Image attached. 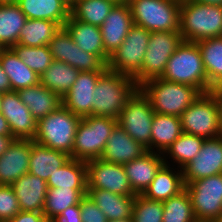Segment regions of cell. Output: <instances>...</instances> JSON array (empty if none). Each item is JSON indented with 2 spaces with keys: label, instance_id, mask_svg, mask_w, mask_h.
<instances>
[{
  "label": "cell",
  "instance_id": "1",
  "mask_svg": "<svg viewBox=\"0 0 222 222\" xmlns=\"http://www.w3.org/2000/svg\"><path fill=\"white\" fill-rule=\"evenodd\" d=\"M138 89L132 77L106 69L93 91L92 115L117 119Z\"/></svg>",
  "mask_w": 222,
  "mask_h": 222
},
{
  "label": "cell",
  "instance_id": "2",
  "mask_svg": "<svg viewBox=\"0 0 222 222\" xmlns=\"http://www.w3.org/2000/svg\"><path fill=\"white\" fill-rule=\"evenodd\" d=\"M139 89L149 99L155 113L178 117L202 95L196 87L161 77L145 81Z\"/></svg>",
  "mask_w": 222,
  "mask_h": 222
},
{
  "label": "cell",
  "instance_id": "3",
  "mask_svg": "<svg viewBox=\"0 0 222 222\" xmlns=\"http://www.w3.org/2000/svg\"><path fill=\"white\" fill-rule=\"evenodd\" d=\"M180 34L183 41L194 43L222 36V6L181 1Z\"/></svg>",
  "mask_w": 222,
  "mask_h": 222
},
{
  "label": "cell",
  "instance_id": "4",
  "mask_svg": "<svg viewBox=\"0 0 222 222\" xmlns=\"http://www.w3.org/2000/svg\"><path fill=\"white\" fill-rule=\"evenodd\" d=\"M161 78L211 92L199 47L194 42L182 41L169 58Z\"/></svg>",
  "mask_w": 222,
  "mask_h": 222
},
{
  "label": "cell",
  "instance_id": "5",
  "mask_svg": "<svg viewBox=\"0 0 222 222\" xmlns=\"http://www.w3.org/2000/svg\"><path fill=\"white\" fill-rule=\"evenodd\" d=\"M133 24L149 32H180L179 0H127Z\"/></svg>",
  "mask_w": 222,
  "mask_h": 222
},
{
  "label": "cell",
  "instance_id": "6",
  "mask_svg": "<svg viewBox=\"0 0 222 222\" xmlns=\"http://www.w3.org/2000/svg\"><path fill=\"white\" fill-rule=\"evenodd\" d=\"M81 117L63 105L37 121L34 141L68 154L72 158L74 138Z\"/></svg>",
  "mask_w": 222,
  "mask_h": 222
},
{
  "label": "cell",
  "instance_id": "7",
  "mask_svg": "<svg viewBox=\"0 0 222 222\" xmlns=\"http://www.w3.org/2000/svg\"><path fill=\"white\" fill-rule=\"evenodd\" d=\"M117 119L89 115L81 118L74 138L72 159L90 161L100 159Z\"/></svg>",
  "mask_w": 222,
  "mask_h": 222
},
{
  "label": "cell",
  "instance_id": "8",
  "mask_svg": "<svg viewBox=\"0 0 222 222\" xmlns=\"http://www.w3.org/2000/svg\"><path fill=\"white\" fill-rule=\"evenodd\" d=\"M180 120L184 133L193 134L204 139H212L222 135L219 125L217 98L213 91L202 93L181 114Z\"/></svg>",
  "mask_w": 222,
  "mask_h": 222
},
{
  "label": "cell",
  "instance_id": "9",
  "mask_svg": "<svg viewBox=\"0 0 222 222\" xmlns=\"http://www.w3.org/2000/svg\"><path fill=\"white\" fill-rule=\"evenodd\" d=\"M151 32L133 24L124 42L110 55L107 69L133 79L141 72Z\"/></svg>",
  "mask_w": 222,
  "mask_h": 222
},
{
  "label": "cell",
  "instance_id": "10",
  "mask_svg": "<svg viewBox=\"0 0 222 222\" xmlns=\"http://www.w3.org/2000/svg\"><path fill=\"white\" fill-rule=\"evenodd\" d=\"M149 99L138 89L120 112L117 123L135 141L151 151V128L154 118Z\"/></svg>",
  "mask_w": 222,
  "mask_h": 222
},
{
  "label": "cell",
  "instance_id": "11",
  "mask_svg": "<svg viewBox=\"0 0 222 222\" xmlns=\"http://www.w3.org/2000/svg\"><path fill=\"white\" fill-rule=\"evenodd\" d=\"M182 41L180 32H151L141 72L134 78L137 85L140 86L147 80L161 77L169 58Z\"/></svg>",
  "mask_w": 222,
  "mask_h": 222
},
{
  "label": "cell",
  "instance_id": "12",
  "mask_svg": "<svg viewBox=\"0 0 222 222\" xmlns=\"http://www.w3.org/2000/svg\"><path fill=\"white\" fill-rule=\"evenodd\" d=\"M197 222H215L222 213V173L185 185Z\"/></svg>",
  "mask_w": 222,
  "mask_h": 222
},
{
  "label": "cell",
  "instance_id": "13",
  "mask_svg": "<svg viewBox=\"0 0 222 222\" xmlns=\"http://www.w3.org/2000/svg\"><path fill=\"white\" fill-rule=\"evenodd\" d=\"M48 48L54 60L63 61L79 72L107 69V65L97 55L80 49L65 27L55 33Z\"/></svg>",
  "mask_w": 222,
  "mask_h": 222
},
{
  "label": "cell",
  "instance_id": "14",
  "mask_svg": "<svg viewBox=\"0 0 222 222\" xmlns=\"http://www.w3.org/2000/svg\"><path fill=\"white\" fill-rule=\"evenodd\" d=\"M87 189H103L123 196H136L123 165L101 159L86 162Z\"/></svg>",
  "mask_w": 222,
  "mask_h": 222
},
{
  "label": "cell",
  "instance_id": "15",
  "mask_svg": "<svg viewBox=\"0 0 222 222\" xmlns=\"http://www.w3.org/2000/svg\"><path fill=\"white\" fill-rule=\"evenodd\" d=\"M222 173V135L205 139L199 153L182 168L185 185Z\"/></svg>",
  "mask_w": 222,
  "mask_h": 222
},
{
  "label": "cell",
  "instance_id": "16",
  "mask_svg": "<svg viewBox=\"0 0 222 222\" xmlns=\"http://www.w3.org/2000/svg\"><path fill=\"white\" fill-rule=\"evenodd\" d=\"M2 115L8 122L11 135L15 139L33 140L37 130V120L24 105L16 91L3 93Z\"/></svg>",
  "mask_w": 222,
  "mask_h": 222
},
{
  "label": "cell",
  "instance_id": "17",
  "mask_svg": "<svg viewBox=\"0 0 222 222\" xmlns=\"http://www.w3.org/2000/svg\"><path fill=\"white\" fill-rule=\"evenodd\" d=\"M105 70L79 72L71 89L62 98L63 106L81 118L92 115L93 91Z\"/></svg>",
  "mask_w": 222,
  "mask_h": 222
},
{
  "label": "cell",
  "instance_id": "18",
  "mask_svg": "<svg viewBox=\"0 0 222 222\" xmlns=\"http://www.w3.org/2000/svg\"><path fill=\"white\" fill-rule=\"evenodd\" d=\"M133 25L126 1L116 3L100 26L105 52L110 56L124 42Z\"/></svg>",
  "mask_w": 222,
  "mask_h": 222
},
{
  "label": "cell",
  "instance_id": "19",
  "mask_svg": "<svg viewBox=\"0 0 222 222\" xmlns=\"http://www.w3.org/2000/svg\"><path fill=\"white\" fill-rule=\"evenodd\" d=\"M31 149V140H13L0 156V184L11 185L22 175L29 173Z\"/></svg>",
  "mask_w": 222,
  "mask_h": 222
},
{
  "label": "cell",
  "instance_id": "20",
  "mask_svg": "<svg viewBox=\"0 0 222 222\" xmlns=\"http://www.w3.org/2000/svg\"><path fill=\"white\" fill-rule=\"evenodd\" d=\"M146 152L147 149L131 138L117 123L111 132L100 159L108 163L124 165L136 158H140Z\"/></svg>",
  "mask_w": 222,
  "mask_h": 222
},
{
  "label": "cell",
  "instance_id": "21",
  "mask_svg": "<svg viewBox=\"0 0 222 222\" xmlns=\"http://www.w3.org/2000/svg\"><path fill=\"white\" fill-rule=\"evenodd\" d=\"M164 164L162 153L147 151L140 158L124 164L130 186L136 194H142L155 178L157 171Z\"/></svg>",
  "mask_w": 222,
  "mask_h": 222
},
{
  "label": "cell",
  "instance_id": "22",
  "mask_svg": "<svg viewBox=\"0 0 222 222\" xmlns=\"http://www.w3.org/2000/svg\"><path fill=\"white\" fill-rule=\"evenodd\" d=\"M11 186L14 189L21 211L42 212L47 195V182L30 173L22 175Z\"/></svg>",
  "mask_w": 222,
  "mask_h": 222
},
{
  "label": "cell",
  "instance_id": "23",
  "mask_svg": "<svg viewBox=\"0 0 222 222\" xmlns=\"http://www.w3.org/2000/svg\"><path fill=\"white\" fill-rule=\"evenodd\" d=\"M170 166L172 165L164 163L160 167L151 184L141 194L142 196L150 200L164 201L185 189L182 169L178 167L176 169V165H173V168Z\"/></svg>",
  "mask_w": 222,
  "mask_h": 222
},
{
  "label": "cell",
  "instance_id": "24",
  "mask_svg": "<svg viewBox=\"0 0 222 222\" xmlns=\"http://www.w3.org/2000/svg\"><path fill=\"white\" fill-rule=\"evenodd\" d=\"M64 27L80 49L97 55L107 65L110 56L105 52L100 27L76 20L71 15Z\"/></svg>",
  "mask_w": 222,
  "mask_h": 222
},
{
  "label": "cell",
  "instance_id": "25",
  "mask_svg": "<svg viewBox=\"0 0 222 222\" xmlns=\"http://www.w3.org/2000/svg\"><path fill=\"white\" fill-rule=\"evenodd\" d=\"M17 93L22 103L26 105L37 121L58 110L63 105L62 97L55 92H51L40 82L31 87L19 89Z\"/></svg>",
  "mask_w": 222,
  "mask_h": 222
},
{
  "label": "cell",
  "instance_id": "26",
  "mask_svg": "<svg viewBox=\"0 0 222 222\" xmlns=\"http://www.w3.org/2000/svg\"><path fill=\"white\" fill-rule=\"evenodd\" d=\"M31 147L29 173L46 182L50 176L71 159L68 154L50 149L34 140H31Z\"/></svg>",
  "mask_w": 222,
  "mask_h": 222
},
{
  "label": "cell",
  "instance_id": "27",
  "mask_svg": "<svg viewBox=\"0 0 222 222\" xmlns=\"http://www.w3.org/2000/svg\"><path fill=\"white\" fill-rule=\"evenodd\" d=\"M17 4L27 19L50 20L61 27L70 16L66 0H18Z\"/></svg>",
  "mask_w": 222,
  "mask_h": 222
},
{
  "label": "cell",
  "instance_id": "28",
  "mask_svg": "<svg viewBox=\"0 0 222 222\" xmlns=\"http://www.w3.org/2000/svg\"><path fill=\"white\" fill-rule=\"evenodd\" d=\"M0 64L7 73L11 91L28 88L40 82V75L30 69L11 48H4L0 54Z\"/></svg>",
  "mask_w": 222,
  "mask_h": 222
},
{
  "label": "cell",
  "instance_id": "29",
  "mask_svg": "<svg viewBox=\"0 0 222 222\" xmlns=\"http://www.w3.org/2000/svg\"><path fill=\"white\" fill-rule=\"evenodd\" d=\"M87 194L107 220L131 217L135 196H123L103 189H87Z\"/></svg>",
  "mask_w": 222,
  "mask_h": 222
},
{
  "label": "cell",
  "instance_id": "30",
  "mask_svg": "<svg viewBox=\"0 0 222 222\" xmlns=\"http://www.w3.org/2000/svg\"><path fill=\"white\" fill-rule=\"evenodd\" d=\"M182 133L180 117L155 113L151 128V151L163 154Z\"/></svg>",
  "mask_w": 222,
  "mask_h": 222
},
{
  "label": "cell",
  "instance_id": "31",
  "mask_svg": "<svg viewBox=\"0 0 222 222\" xmlns=\"http://www.w3.org/2000/svg\"><path fill=\"white\" fill-rule=\"evenodd\" d=\"M47 187L87 190L86 162L71 158L48 178Z\"/></svg>",
  "mask_w": 222,
  "mask_h": 222
},
{
  "label": "cell",
  "instance_id": "32",
  "mask_svg": "<svg viewBox=\"0 0 222 222\" xmlns=\"http://www.w3.org/2000/svg\"><path fill=\"white\" fill-rule=\"evenodd\" d=\"M27 17L17 3L0 4V45L11 48L18 43Z\"/></svg>",
  "mask_w": 222,
  "mask_h": 222
},
{
  "label": "cell",
  "instance_id": "33",
  "mask_svg": "<svg viewBox=\"0 0 222 222\" xmlns=\"http://www.w3.org/2000/svg\"><path fill=\"white\" fill-rule=\"evenodd\" d=\"M208 78V85L214 89L222 83V36L196 42Z\"/></svg>",
  "mask_w": 222,
  "mask_h": 222
},
{
  "label": "cell",
  "instance_id": "34",
  "mask_svg": "<svg viewBox=\"0 0 222 222\" xmlns=\"http://www.w3.org/2000/svg\"><path fill=\"white\" fill-rule=\"evenodd\" d=\"M79 71L63 61L54 60L40 75V83L62 98L78 78Z\"/></svg>",
  "mask_w": 222,
  "mask_h": 222
},
{
  "label": "cell",
  "instance_id": "35",
  "mask_svg": "<svg viewBox=\"0 0 222 222\" xmlns=\"http://www.w3.org/2000/svg\"><path fill=\"white\" fill-rule=\"evenodd\" d=\"M204 140L202 137L183 132L163 153L164 163L170 165L167 159L171 158V162L182 169L199 153Z\"/></svg>",
  "mask_w": 222,
  "mask_h": 222
},
{
  "label": "cell",
  "instance_id": "36",
  "mask_svg": "<svg viewBox=\"0 0 222 222\" xmlns=\"http://www.w3.org/2000/svg\"><path fill=\"white\" fill-rule=\"evenodd\" d=\"M60 28L58 23L50 20L27 19L17 44L31 47L48 45Z\"/></svg>",
  "mask_w": 222,
  "mask_h": 222
},
{
  "label": "cell",
  "instance_id": "37",
  "mask_svg": "<svg viewBox=\"0 0 222 222\" xmlns=\"http://www.w3.org/2000/svg\"><path fill=\"white\" fill-rule=\"evenodd\" d=\"M115 4L111 0H79L70 7V15L76 20L100 27Z\"/></svg>",
  "mask_w": 222,
  "mask_h": 222
},
{
  "label": "cell",
  "instance_id": "38",
  "mask_svg": "<svg viewBox=\"0 0 222 222\" xmlns=\"http://www.w3.org/2000/svg\"><path fill=\"white\" fill-rule=\"evenodd\" d=\"M86 194L87 190L65 188L48 189L44 202L43 214L51 221L66 208L79 204L81 198Z\"/></svg>",
  "mask_w": 222,
  "mask_h": 222
},
{
  "label": "cell",
  "instance_id": "39",
  "mask_svg": "<svg viewBox=\"0 0 222 222\" xmlns=\"http://www.w3.org/2000/svg\"><path fill=\"white\" fill-rule=\"evenodd\" d=\"M162 203L164 209L162 222H197L186 188Z\"/></svg>",
  "mask_w": 222,
  "mask_h": 222
},
{
  "label": "cell",
  "instance_id": "40",
  "mask_svg": "<svg viewBox=\"0 0 222 222\" xmlns=\"http://www.w3.org/2000/svg\"><path fill=\"white\" fill-rule=\"evenodd\" d=\"M16 55L38 75L46 71L54 61L48 45L38 47L16 44L11 47Z\"/></svg>",
  "mask_w": 222,
  "mask_h": 222
},
{
  "label": "cell",
  "instance_id": "41",
  "mask_svg": "<svg viewBox=\"0 0 222 222\" xmlns=\"http://www.w3.org/2000/svg\"><path fill=\"white\" fill-rule=\"evenodd\" d=\"M162 201L150 200L137 194L132 208V222H162Z\"/></svg>",
  "mask_w": 222,
  "mask_h": 222
},
{
  "label": "cell",
  "instance_id": "42",
  "mask_svg": "<svg viewBox=\"0 0 222 222\" xmlns=\"http://www.w3.org/2000/svg\"><path fill=\"white\" fill-rule=\"evenodd\" d=\"M19 211V202L11 185L0 184V222H8Z\"/></svg>",
  "mask_w": 222,
  "mask_h": 222
},
{
  "label": "cell",
  "instance_id": "43",
  "mask_svg": "<svg viewBox=\"0 0 222 222\" xmlns=\"http://www.w3.org/2000/svg\"><path fill=\"white\" fill-rule=\"evenodd\" d=\"M82 222H107L104 213L97 207L88 194L84 195L79 203Z\"/></svg>",
  "mask_w": 222,
  "mask_h": 222
},
{
  "label": "cell",
  "instance_id": "44",
  "mask_svg": "<svg viewBox=\"0 0 222 222\" xmlns=\"http://www.w3.org/2000/svg\"><path fill=\"white\" fill-rule=\"evenodd\" d=\"M50 222H82L79 204L66 208Z\"/></svg>",
  "mask_w": 222,
  "mask_h": 222
},
{
  "label": "cell",
  "instance_id": "45",
  "mask_svg": "<svg viewBox=\"0 0 222 222\" xmlns=\"http://www.w3.org/2000/svg\"><path fill=\"white\" fill-rule=\"evenodd\" d=\"M8 222H50L42 212L19 211Z\"/></svg>",
  "mask_w": 222,
  "mask_h": 222
},
{
  "label": "cell",
  "instance_id": "46",
  "mask_svg": "<svg viewBox=\"0 0 222 222\" xmlns=\"http://www.w3.org/2000/svg\"><path fill=\"white\" fill-rule=\"evenodd\" d=\"M0 92L2 93L11 92V85L9 82V78L7 76V73L2 69L1 64H0Z\"/></svg>",
  "mask_w": 222,
  "mask_h": 222
},
{
  "label": "cell",
  "instance_id": "47",
  "mask_svg": "<svg viewBox=\"0 0 222 222\" xmlns=\"http://www.w3.org/2000/svg\"><path fill=\"white\" fill-rule=\"evenodd\" d=\"M216 94L219 112V125L222 132V89L214 88L212 90Z\"/></svg>",
  "mask_w": 222,
  "mask_h": 222
},
{
  "label": "cell",
  "instance_id": "48",
  "mask_svg": "<svg viewBox=\"0 0 222 222\" xmlns=\"http://www.w3.org/2000/svg\"><path fill=\"white\" fill-rule=\"evenodd\" d=\"M14 139L13 136L0 135V156L9 148Z\"/></svg>",
  "mask_w": 222,
  "mask_h": 222
},
{
  "label": "cell",
  "instance_id": "49",
  "mask_svg": "<svg viewBox=\"0 0 222 222\" xmlns=\"http://www.w3.org/2000/svg\"><path fill=\"white\" fill-rule=\"evenodd\" d=\"M0 135L12 136L7 120L0 112Z\"/></svg>",
  "mask_w": 222,
  "mask_h": 222
},
{
  "label": "cell",
  "instance_id": "50",
  "mask_svg": "<svg viewBox=\"0 0 222 222\" xmlns=\"http://www.w3.org/2000/svg\"><path fill=\"white\" fill-rule=\"evenodd\" d=\"M202 4H209V5H221L222 6V0H194Z\"/></svg>",
  "mask_w": 222,
  "mask_h": 222
},
{
  "label": "cell",
  "instance_id": "51",
  "mask_svg": "<svg viewBox=\"0 0 222 222\" xmlns=\"http://www.w3.org/2000/svg\"><path fill=\"white\" fill-rule=\"evenodd\" d=\"M107 222H132V218H124L119 220H108Z\"/></svg>",
  "mask_w": 222,
  "mask_h": 222
},
{
  "label": "cell",
  "instance_id": "52",
  "mask_svg": "<svg viewBox=\"0 0 222 222\" xmlns=\"http://www.w3.org/2000/svg\"><path fill=\"white\" fill-rule=\"evenodd\" d=\"M18 0H0V4L17 3Z\"/></svg>",
  "mask_w": 222,
  "mask_h": 222
},
{
  "label": "cell",
  "instance_id": "53",
  "mask_svg": "<svg viewBox=\"0 0 222 222\" xmlns=\"http://www.w3.org/2000/svg\"><path fill=\"white\" fill-rule=\"evenodd\" d=\"M67 1V5L69 6V7H71L73 4H75L77 1H79V0H66Z\"/></svg>",
  "mask_w": 222,
  "mask_h": 222
},
{
  "label": "cell",
  "instance_id": "54",
  "mask_svg": "<svg viewBox=\"0 0 222 222\" xmlns=\"http://www.w3.org/2000/svg\"><path fill=\"white\" fill-rule=\"evenodd\" d=\"M2 96H3V93L0 92V111H1V107H2Z\"/></svg>",
  "mask_w": 222,
  "mask_h": 222
},
{
  "label": "cell",
  "instance_id": "55",
  "mask_svg": "<svg viewBox=\"0 0 222 222\" xmlns=\"http://www.w3.org/2000/svg\"><path fill=\"white\" fill-rule=\"evenodd\" d=\"M215 222H222V213H221V215L219 216V218Z\"/></svg>",
  "mask_w": 222,
  "mask_h": 222
},
{
  "label": "cell",
  "instance_id": "56",
  "mask_svg": "<svg viewBox=\"0 0 222 222\" xmlns=\"http://www.w3.org/2000/svg\"><path fill=\"white\" fill-rule=\"evenodd\" d=\"M111 1H115L116 3L123 2V0H111Z\"/></svg>",
  "mask_w": 222,
  "mask_h": 222
},
{
  "label": "cell",
  "instance_id": "57",
  "mask_svg": "<svg viewBox=\"0 0 222 222\" xmlns=\"http://www.w3.org/2000/svg\"><path fill=\"white\" fill-rule=\"evenodd\" d=\"M3 49H4V48L0 45V54H1V52H2Z\"/></svg>",
  "mask_w": 222,
  "mask_h": 222
},
{
  "label": "cell",
  "instance_id": "58",
  "mask_svg": "<svg viewBox=\"0 0 222 222\" xmlns=\"http://www.w3.org/2000/svg\"><path fill=\"white\" fill-rule=\"evenodd\" d=\"M217 88L222 89V83Z\"/></svg>",
  "mask_w": 222,
  "mask_h": 222
}]
</instances>
